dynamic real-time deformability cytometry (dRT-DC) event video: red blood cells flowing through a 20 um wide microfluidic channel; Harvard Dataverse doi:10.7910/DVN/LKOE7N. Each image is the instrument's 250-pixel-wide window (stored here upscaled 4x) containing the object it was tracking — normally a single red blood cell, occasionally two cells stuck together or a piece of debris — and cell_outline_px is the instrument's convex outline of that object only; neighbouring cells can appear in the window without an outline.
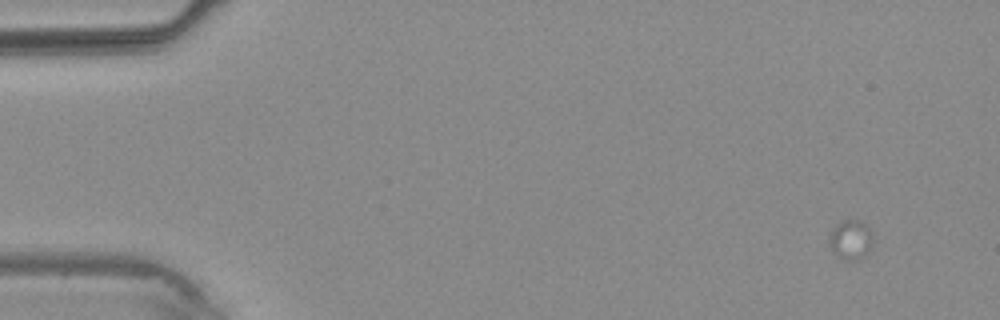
{"species": "common noctule bat (a hibernating species)", "species_latin": "Nyctalus noctula", "temperature_condition": "warm", "stored_images_in_passage": 2, "camera_frame_rate_fps": 3000, "um_per_image_px": 0.085, "animal": {"sex": "male", "body_mass_g": 20.4}, "frame": {"image": 1, "passage_image": 1, "time_ms": 0.0, "image_size_px": [1000, 320], "cell_outline_px": [[872, 240], [868, 252], [860, 260], [844, 260], [836, 256], [828, 240], [832, 228], [840, 220], [856, 220], [868, 224]], "centroid_in_image_um": [72.29, 20.37], "position_along_channel_um": 12.7, "area_um2": 10.12}}